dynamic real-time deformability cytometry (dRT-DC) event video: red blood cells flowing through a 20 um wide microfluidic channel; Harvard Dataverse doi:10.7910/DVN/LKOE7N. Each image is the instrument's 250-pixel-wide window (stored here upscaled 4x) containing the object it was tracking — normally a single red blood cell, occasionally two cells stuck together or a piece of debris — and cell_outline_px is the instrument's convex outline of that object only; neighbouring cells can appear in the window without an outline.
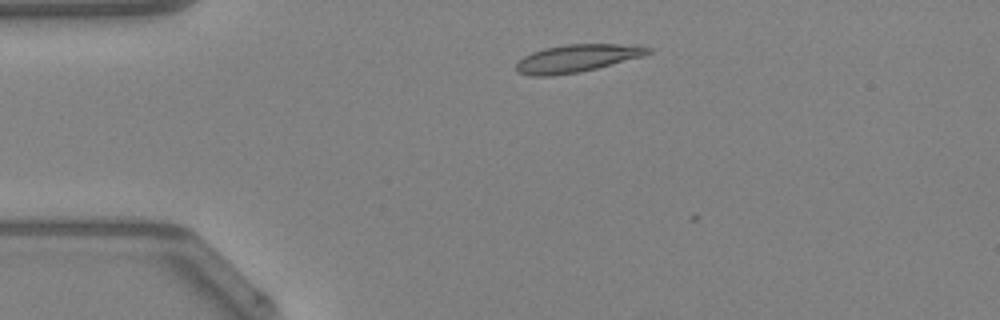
{"species": "Egyptian fruit bat (a non-hibernating species)", "species_latin": "Rousettus aegyptiacus", "temperature_condition": "warm", "stored_images_in_passage": 6, "camera_frame_rate_fps": 3000, "um_per_image_px": 0.085, "animal": {"sex": "female"}, "frame": {"image": 1, "passage_image": 1, "time_ms": 0.0, "image_size_px": [1000, 320], "cell_outline_px": [[652, 52], [640, 56], [596, 68], [576, 72], [552, 76], [532, 76], [516, 72], [516, 64], [524, 56], [532, 52], [544, 48], [564, 44], [620, 44], [652, 48]], "centroid_in_image_um": [48.96, 4.95], "position_along_channel_um": 36.0, "area_um2": 20.87}}